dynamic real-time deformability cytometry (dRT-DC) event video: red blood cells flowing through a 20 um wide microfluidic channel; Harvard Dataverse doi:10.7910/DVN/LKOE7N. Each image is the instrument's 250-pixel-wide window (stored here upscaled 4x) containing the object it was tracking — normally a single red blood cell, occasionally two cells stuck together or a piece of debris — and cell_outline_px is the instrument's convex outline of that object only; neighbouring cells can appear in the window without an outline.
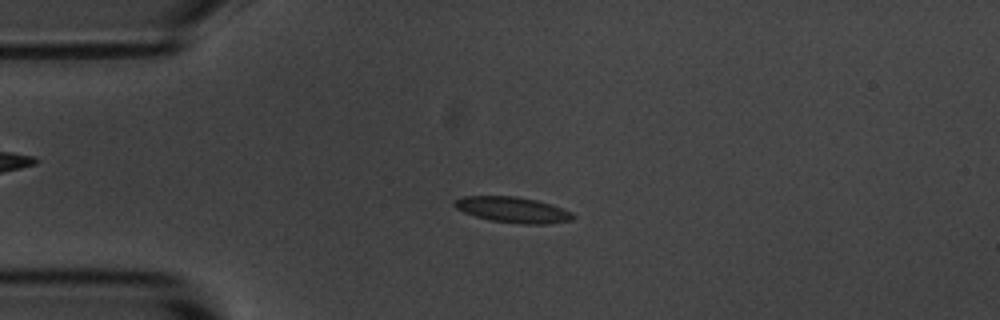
{"species": "common noctule bat (a hibernating species)", "species_latin": "Nyctalus noctula", "temperature_condition": "room temperature", "stored_images_in_passage": 53, "camera_frame_rate_fps": 3000, "um_per_image_px": 0.085, "animal": {"sex": "male", "body_mass_g": 20.1, "forearm_length_mm": 53.5}, "frame": {"image": 1, "passage_image": 12, "time_ms": 3.667, "image_size_px": [1000, 320], "cell_outline_px": [[576, 216], [572, 220], [548, 224], [520, 224], [492, 220], [476, 216], [464, 212], [456, 208], [452, 204], [452, 200], [460, 196], [516, 196], [536, 200], [572, 212]], "centroid_in_image_um": [43.55, 17.82], "position_along_channel_um": 41.5, "area_um2": 17.74}}
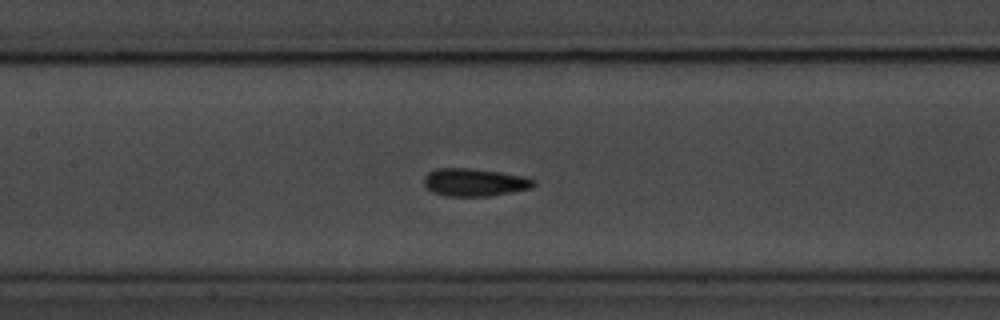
{"frame": {"image": 2, "passage_image": 24, "time_ms": 7.667, "image_size_px": [1000, 320], "cell_outline_px": [[536, 184], [532, 188], [512, 192], [488, 196], [444, 196], [432, 192], [424, 184], [424, 176], [428, 172], [436, 168], [468, 168], [500, 172], [524, 176], [536, 180]], "centroid_in_image_um": [40.34, 15.49], "position_along_channel_um": 167.1, "area_um2": 17.86}}
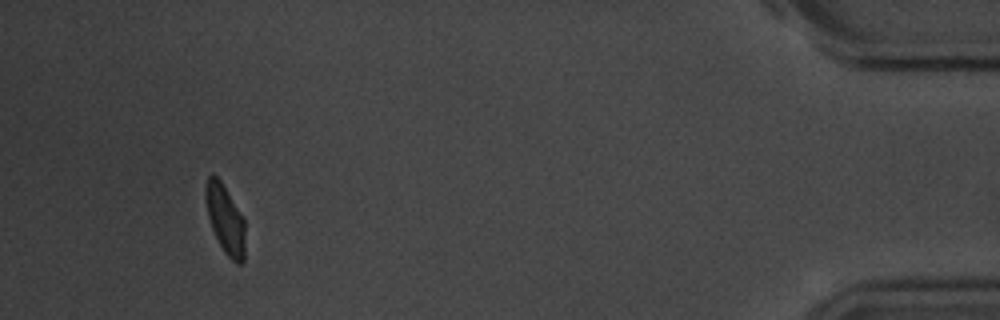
{"frame": {"image": 3, "passage_image": 50, "time_ms": 16.333, "image_size_px": [1000, 320], "cell_outline_px": [[244, 260], [240, 264], [236, 264], [224, 252], [212, 228], [208, 216], [204, 196], [204, 188], [208, 176], [212, 172], [220, 180], [244, 216]], "centroid_in_image_um": [19.14, 18.6], "position_along_channel_um": 416.1, "area_um2": 15.95}, "authors_computed_cell_mechanics": {"area_um2": 16.8776, "velocity_mm_per_s": 3.6762, "shape_relaxation_time_tau1_ms": 2.5997, "shape_relaxation_time_tau2_ms": 1.3332, "deformation_change_tau1": 0.0958, "deformation_change_tau2": 0.0573}}